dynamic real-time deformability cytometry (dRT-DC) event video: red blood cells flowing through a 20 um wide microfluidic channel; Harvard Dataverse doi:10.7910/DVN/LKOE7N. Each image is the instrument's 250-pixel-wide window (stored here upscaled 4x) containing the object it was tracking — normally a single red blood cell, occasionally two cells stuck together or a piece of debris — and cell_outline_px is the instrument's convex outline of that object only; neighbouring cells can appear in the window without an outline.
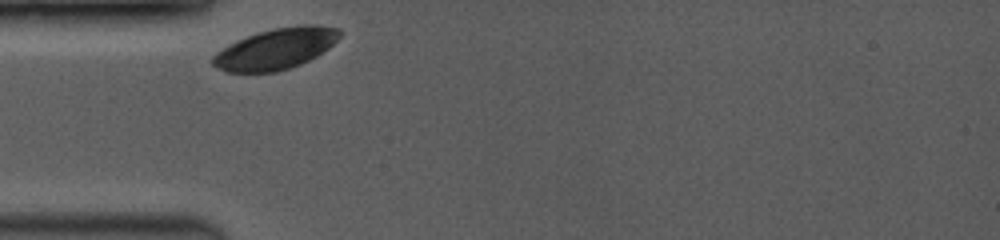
{"species": "common noctule bat (a hibernating species)", "species_latin": "Nyctalus noctula", "temperature_condition": "room temperature", "stored_images_in_passage": 41, "camera_frame_rate_fps": 3500, "um_per_image_px": 0.085, "animal": {"sex": "female", "body_mass_g": 19.0, "forearm_length_mm": 53.3}, "frame": {"image": 1, "passage_image": 1, "time_ms": 0.0, "image_size_px": [1000, 240], "cell_outline_px": [[344, 32], [328, 48], [316, 56], [300, 64], [276, 72], [228, 72], [212, 64], [212, 56], [216, 52], [256, 32], [276, 28], [300, 24], [312, 24], [340, 28]], "centroid_in_image_um": [23.49, 4.13], "position_along_channel_um": 61.5, "area_um2": 29.94}}
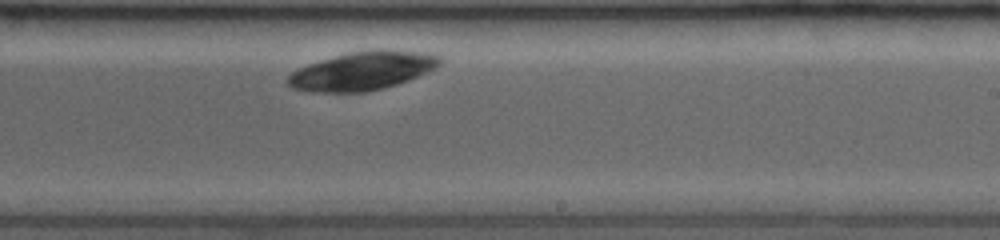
{"frame": {"image": 2, "passage_image": 23, "time_ms": 5.429, "image_size_px": [1000, 240], "cell_outline_px": [[440, 64], [436, 68], [408, 80], [396, 84], [364, 92], [312, 92], [292, 88], [284, 80], [296, 68], [320, 60], [348, 52], [432, 52], [440, 56]], "centroid_in_image_um": [30.73, 6.06], "position_along_channel_um": 258.3, "area_um2": 33.23}}
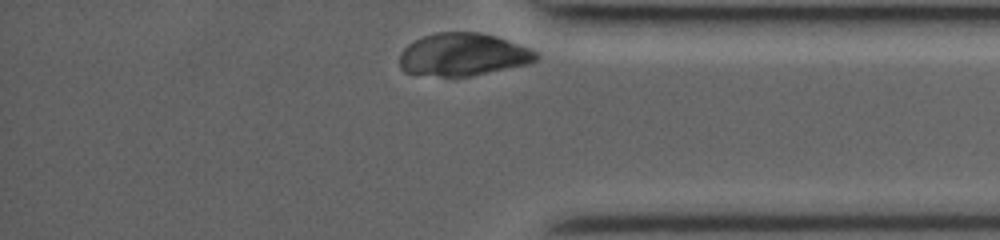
{"frame": {"image": 3, "passage_image": 41, "time_ms": 9.143, "image_size_px": [1000, 240], "cell_outline_px": [[540, 56], [536, 60], [528, 64], [472, 76], [440, 76], [404, 72], [400, 68], [400, 52], [408, 44], [424, 36], [436, 32], [480, 32], [496, 36], [528, 48], [536, 52]], "centroid_in_image_um": [39.35, 4.64], "position_along_channel_um": 395.9, "area_um2": 33.81}}